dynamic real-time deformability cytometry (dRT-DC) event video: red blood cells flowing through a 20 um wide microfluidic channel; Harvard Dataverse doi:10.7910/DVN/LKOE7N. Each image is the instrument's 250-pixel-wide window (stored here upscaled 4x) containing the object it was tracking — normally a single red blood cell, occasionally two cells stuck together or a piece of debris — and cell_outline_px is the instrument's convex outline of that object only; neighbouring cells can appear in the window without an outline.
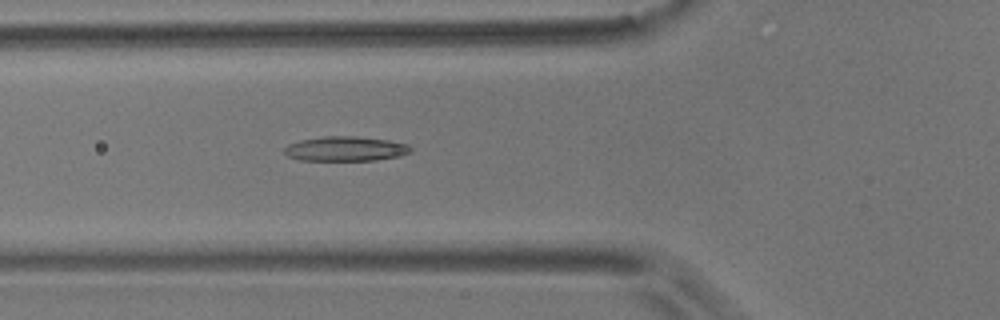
{"species": "common noctule bat (a hibernating species)", "species_latin": "Nyctalus noctula", "temperature_condition": "room temperature", "stored_images_in_passage": 39, "camera_frame_rate_fps": 3000, "um_per_image_px": 0.085, "animal": {"sex": "male", "body_mass_g": 17.9}, "frame": {"image": 1, "passage_image": 3, "time_ms": 0.667, "image_size_px": [1000, 320], "cell_outline_px": [[412, 152], [400, 156], [376, 160], [300, 160], [288, 156], [284, 152], [284, 148], [288, 144], [300, 140], [324, 136], [356, 136], [388, 140], [408, 144], [412, 148]], "centroid_in_image_um": [29.39, 12.64], "position_along_channel_um": 96.4, "area_um2": 18.21}}
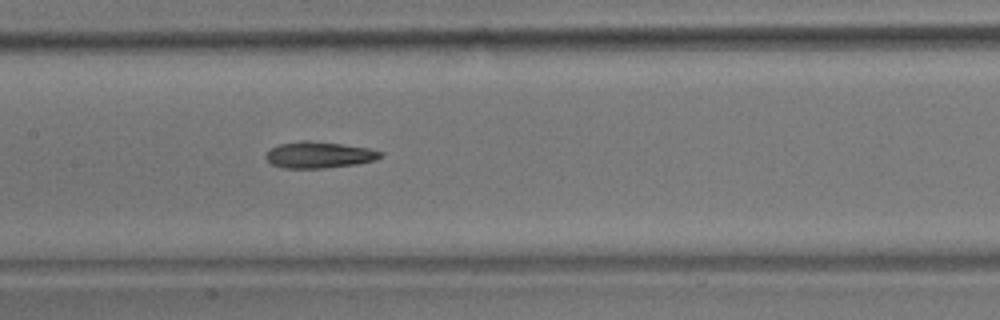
{"frame": {"image": 2, "passage_image": 10, "time_ms": 3.0, "image_size_px": [1000, 320], "cell_outline_px": [[384, 156], [376, 160], [356, 164], [324, 168], [284, 168], [272, 164], [264, 156], [272, 148], [280, 144], [300, 140], [308, 140], [340, 144], [368, 148], [380, 152]], "centroid_in_image_um": [27.12, 13.16], "position_along_channel_um": 180.3, "area_um2": 17.46}}
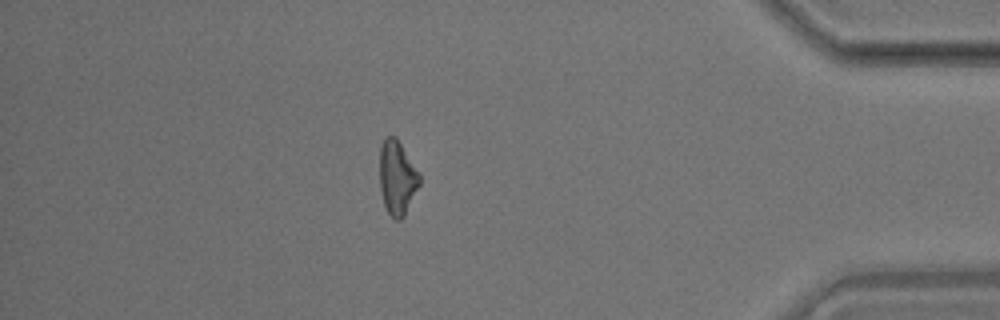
{"frame": {"image": 3, "passage_image": 32, "time_ms": 10.333, "image_size_px": [1000, 320], "cell_outline_px": [[420, 184], [404, 216], [400, 220], [396, 220], [388, 212], [384, 204], [380, 188], [380, 148], [384, 140], [388, 136], [396, 136], [420, 172]], "centroid_in_image_um": [33.78, 15.09], "position_along_channel_um": 401.4, "area_um2": 17.22}}